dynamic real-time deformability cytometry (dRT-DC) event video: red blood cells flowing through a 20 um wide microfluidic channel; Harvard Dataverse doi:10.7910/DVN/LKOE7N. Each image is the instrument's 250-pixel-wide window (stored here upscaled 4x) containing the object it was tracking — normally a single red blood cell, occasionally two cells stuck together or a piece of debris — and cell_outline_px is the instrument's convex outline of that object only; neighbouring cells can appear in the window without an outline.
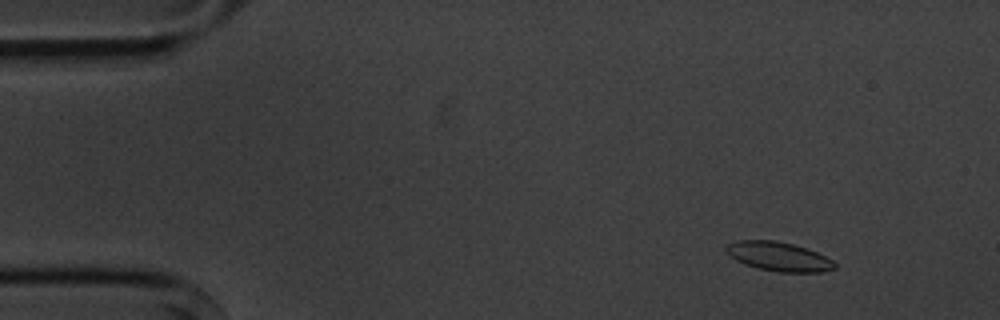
{"species": "common noctule bat (a hibernating species)", "species_latin": "Nyctalus noctula", "temperature_condition": "cold", "stored_images_in_passage": 3, "camera_frame_rate_fps": 3000, "um_per_image_px": 0.085, "animal": {"sex": "male", "body_mass_g": 20.1, "forearm_length_mm": 53.5}, "frame": {"image": 1, "passage_image": 1, "time_ms": 0.0, "image_size_px": [1000, 320], "cell_outline_px": [[836, 268], [820, 272], [776, 272], [756, 268], [744, 264], [736, 260], [724, 248], [728, 244], [736, 240], [776, 240], [792, 244], [816, 252], [832, 260], [836, 264]], "centroid_in_image_um": [66.17, 21.81], "position_along_channel_um": 18.8, "area_um2": 18.32}}
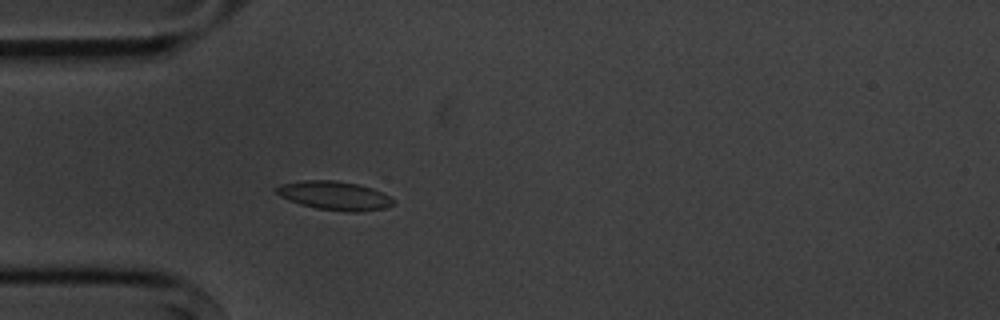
{"frame": {"image": 2, "passage_image": 3, "time_ms": 3.333, "image_size_px": [1000, 320], "cell_outline_px": [[396, 204], [384, 208], [356, 212], [348, 212], [316, 208], [300, 204], [288, 200], [280, 196], [276, 192], [276, 188], [280, 184], [304, 180], [336, 180], [356, 184], [372, 188], [388, 196]], "centroid_in_image_um": [28.41, 16.63], "position_along_channel_um": 56.6, "area_um2": 19.42}}